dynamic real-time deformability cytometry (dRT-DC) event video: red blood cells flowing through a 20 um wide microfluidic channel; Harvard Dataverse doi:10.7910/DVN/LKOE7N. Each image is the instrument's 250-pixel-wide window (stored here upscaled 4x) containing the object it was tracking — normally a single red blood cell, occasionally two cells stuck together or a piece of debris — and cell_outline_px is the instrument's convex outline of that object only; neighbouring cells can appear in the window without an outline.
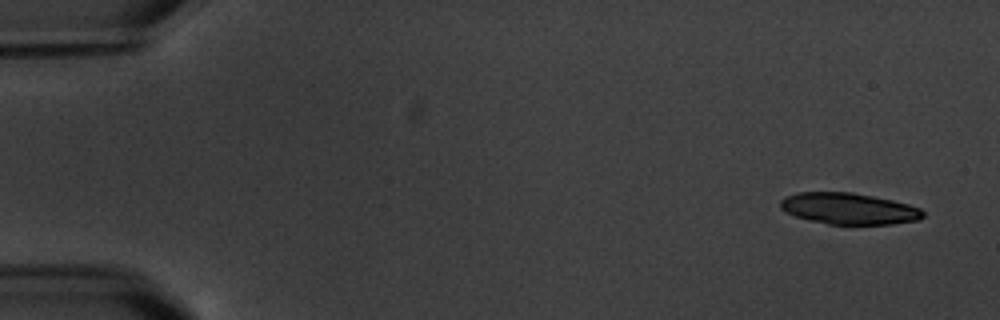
{"species": "common noctule bat (a hibernating species)", "species_latin": "Nyctalus noctula", "temperature_condition": "warm", "stored_images_in_passage": 5, "camera_frame_rate_fps": 3000, "um_per_image_px": 0.085, "animal": {"sex": "male", "body_mass_g": 20.1, "forearm_length_mm": 53.5}, "frame": {"image": 1, "passage_image": 1, "time_ms": 0.0, "image_size_px": [1000, 320], "cell_outline_px": [[924, 216], [920, 220], [892, 224], [828, 224], [808, 220], [796, 216], [780, 208], [780, 200], [784, 196], [796, 192], [852, 192], [892, 200], [908, 204], [920, 208], [924, 212]], "centroid_in_image_um": [72.15, 17.73], "position_along_channel_um": 12.9, "area_um2": 26.13}}